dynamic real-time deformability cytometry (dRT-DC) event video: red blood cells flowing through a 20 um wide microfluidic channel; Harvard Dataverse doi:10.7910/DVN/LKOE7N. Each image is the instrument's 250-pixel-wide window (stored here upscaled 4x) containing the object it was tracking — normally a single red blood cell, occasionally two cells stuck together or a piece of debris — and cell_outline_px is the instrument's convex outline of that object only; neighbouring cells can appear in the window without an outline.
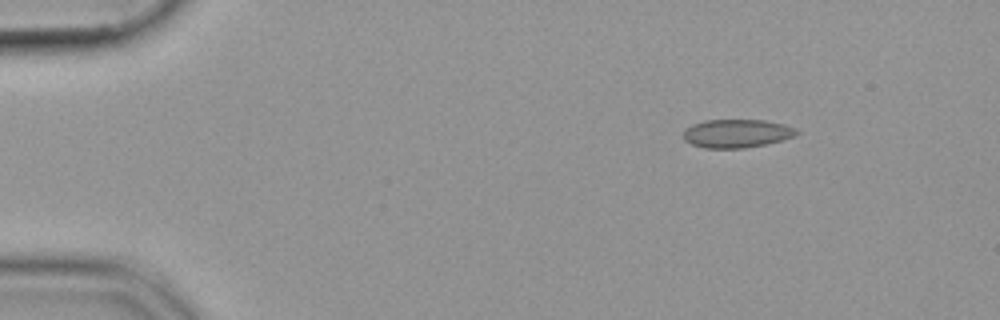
{"species": "common noctule bat (a hibernating species)", "species_latin": "Nyctalus noctula", "temperature_condition": "cold", "stored_images_in_passage": 22, "camera_frame_rate_fps": 3000, "um_per_image_px": 0.085, "animal": {"sex": "female", "body_mass_g": 19.9}, "frame": {"image": 1, "passage_image": 1, "time_ms": 0.0, "image_size_px": [1000, 320], "cell_outline_px": [[800, 132], [796, 136], [784, 140], [744, 148], [704, 148], [692, 144], [684, 140], [684, 128], [692, 124], [704, 120], [764, 120], [784, 124], [796, 128]], "centroid_in_image_um": [62.64, 11.34], "position_along_channel_um": 22.4, "area_um2": 18.9}}
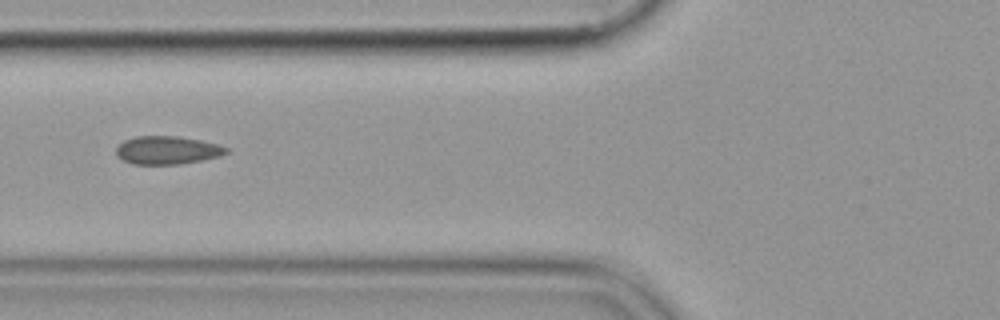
{"frame": {"image": 2, "passage_image": 15, "time_ms": 4.667, "image_size_px": [1000, 320], "cell_outline_px": [[228, 152], [220, 156], [180, 164], [132, 164], [116, 156], [116, 148], [124, 140], [136, 136], [180, 136], [200, 140], [216, 144], [228, 148]], "centroid_in_image_um": [14.19, 12.76], "position_along_channel_um": 111.6, "area_um2": 17.98}}
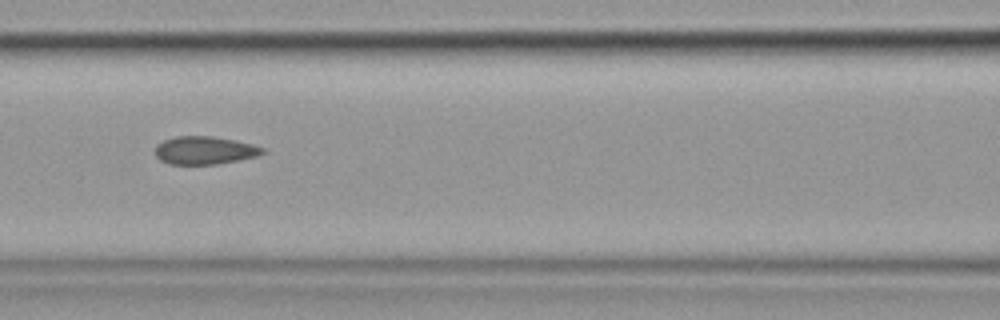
{"frame": {"image": 3, "passage_image": 18, "time_ms": 5.667, "image_size_px": [1000, 320], "cell_outline_px": [[268, 152], [256, 156], [216, 164], [168, 164], [160, 160], [156, 156], [156, 144], [164, 140], [176, 136], [212, 136], [236, 140], [252, 144], [264, 148]], "centroid_in_image_um": [17.4, 12.77], "position_along_channel_um": 149.2, "area_um2": 17.51}}